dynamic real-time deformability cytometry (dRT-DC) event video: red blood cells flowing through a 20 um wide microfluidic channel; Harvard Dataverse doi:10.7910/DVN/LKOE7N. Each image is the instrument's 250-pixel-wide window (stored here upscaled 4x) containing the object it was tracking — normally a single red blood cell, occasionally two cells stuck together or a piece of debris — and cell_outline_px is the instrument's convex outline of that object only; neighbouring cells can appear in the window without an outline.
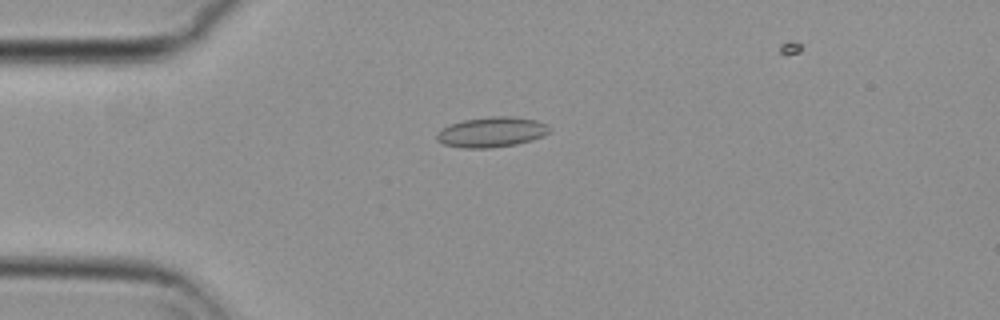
{"species": "common noctule bat (a hibernating species)", "species_latin": "Nyctalus noctula", "temperature_condition": "cold", "stored_images_in_passage": 42, "camera_frame_rate_fps": 3000, "um_per_image_px": 0.085, "animal": {"sex": "female", "body_mass_g": 29.2, "forearm_length_mm": 56.3}, "frame": {"image": 1, "passage_image": 6, "time_ms": 1.667, "image_size_px": [1000, 320], "cell_outline_px": [[552, 128], [544, 136], [532, 140], [516, 144], [488, 148], [464, 148], [444, 144], [436, 140], [436, 132], [440, 128], [448, 124], [464, 120], [492, 116], [512, 116], [536, 120], [548, 124]], "centroid_in_image_um": [41.78, 11.22], "position_along_channel_um": 43.2, "area_um2": 20.06}}
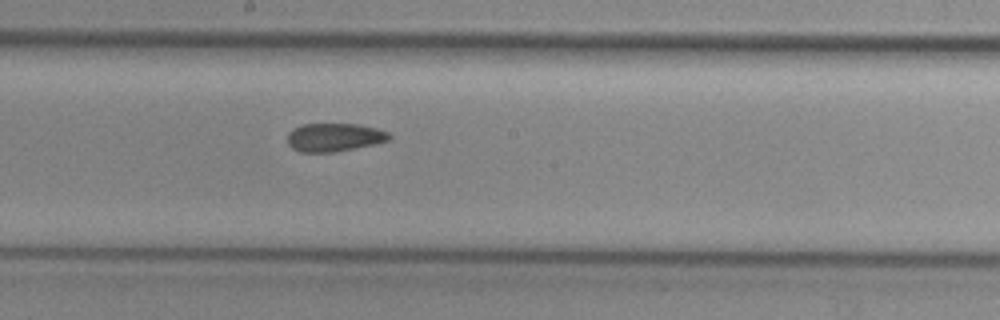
{"frame": {"image": 2, "passage_image": 22, "time_ms": 7.0, "image_size_px": [1000, 320], "cell_outline_px": [[392, 136], [388, 140], [372, 144], [332, 152], [300, 152], [292, 148], [288, 144], [288, 132], [300, 124], [356, 124], [376, 128], [388, 132]], "centroid_in_image_um": [28.37, 11.66], "position_along_channel_um": 219.8, "area_um2": 16.59}}
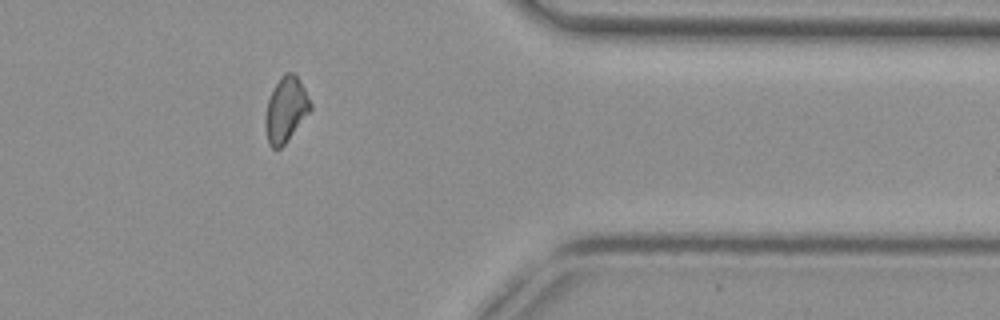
{"frame": {"image": 3, "passage_image": 37, "time_ms": 12.0, "image_size_px": [1000, 320], "cell_outline_px": [[312, 108], [284, 144], [280, 148], [272, 148], [268, 144], [264, 124], [264, 120], [268, 100], [272, 88], [284, 72], [292, 72], [300, 80], [312, 104]], "centroid_in_image_um": [24.27, 9.3], "position_along_channel_um": 387.1, "area_um2": 16.99}}